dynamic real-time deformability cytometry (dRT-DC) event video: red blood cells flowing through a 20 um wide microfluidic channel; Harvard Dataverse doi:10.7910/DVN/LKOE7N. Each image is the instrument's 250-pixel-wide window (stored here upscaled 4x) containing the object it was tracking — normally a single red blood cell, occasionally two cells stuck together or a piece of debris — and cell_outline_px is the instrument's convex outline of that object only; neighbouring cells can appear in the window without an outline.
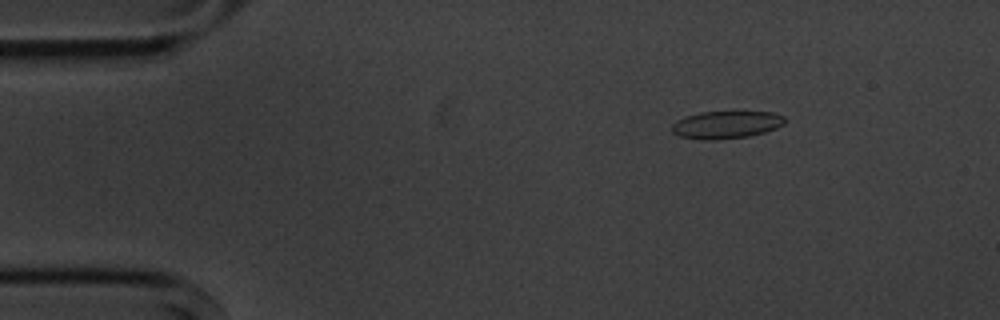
{"species": "common noctule bat (a hibernating species)", "species_latin": "Nyctalus noctula", "temperature_condition": "cold", "stored_images_in_passage": 5, "camera_frame_rate_fps": 3000, "um_per_image_px": 0.085, "animal": {"sex": "male", "body_mass_g": 20.1, "forearm_length_mm": 53.5}, "frame": {"image": 1, "passage_image": 3, "time_ms": 2.333, "image_size_px": [1000, 320], "cell_outline_px": [[784, 124], [776, 128], [764, 132], [748, 136], [716, 140], [704, 140], [680, 136], [672, 132], [672, 124], [676, 120], [684, 116], [700, 112], [772, 112], [784, 116]], "centroid_in_image_um": [61.7, 10.6], "position_along_channel_um": 23.3, "area_um2": 18.09}}